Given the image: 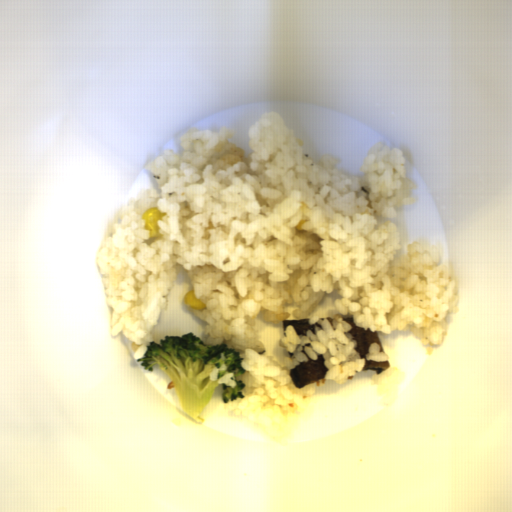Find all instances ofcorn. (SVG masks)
<instances>
[{"label": "corn", "mask_w": 512, "mask_h": 512, "mask_svg": "<svg viewBox=\"0 0 512 512\" xmlns=\"http://www.w3.org/2000/svg\"><path fill=\"white\" fill-rule=\"evenodd\" d=\"M183 301L191 308H195V309H198L200 311V313L203 311V310H206L208 309L207 306L203 303V302H200L196 296H194V290L193 291H187L186 293H184V296H183Z\"/></svg>", "instance_id": "obj_2"}, {"label": "corn", "mask_w": 512, "mask_h": 512, "mask_svg": "<svg viewBox=\"0 0 512 512\" xmlns=\"http://www.w3.org/2000/svg\"><path fill=\"white\" fill-rule=\"evenodd\" d=\"M306 221L304 219H302L301 221L298 222L297 226H296V230L298 232H302L304 229H303V224L305 223Z\"/></svg>", "instance_id": "obj_3"}, {"label": "corn", "mask_w": 512, "mask_h": 512, "mask_svg": "<svg viewBox=\"0 0 512 512\" xmlns=\"http://www.w3.org/2000/svg\"><path fill=\"white\" fill-rule=\"evenodd\" d=\"M166 216V212H161L159 208L150 207L146 211L141 214V220H144L145 228L148 232V236L150 238H157L160 235L159 227L157 225L159 220H162V217Z\"/></svg>", "instance_id": "obj_1"}]
</instances>
